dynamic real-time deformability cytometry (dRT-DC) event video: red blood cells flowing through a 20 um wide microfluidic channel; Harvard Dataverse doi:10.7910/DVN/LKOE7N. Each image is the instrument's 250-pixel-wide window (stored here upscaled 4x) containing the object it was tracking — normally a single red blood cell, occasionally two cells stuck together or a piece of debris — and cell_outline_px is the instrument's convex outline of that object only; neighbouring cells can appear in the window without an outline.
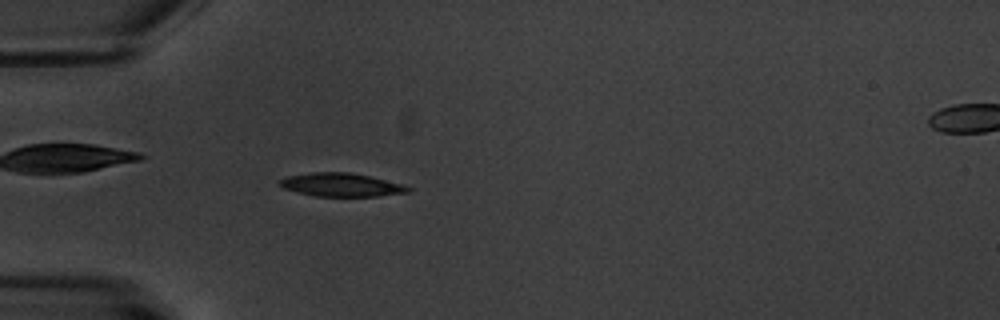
{"species": "common noctule bat (a hibernating species)", "species_latin": "Nyctalus noctula", "temperature_condition": "warm", "stored_images_in_passage": 4, "segment_of_instrument_passage": [1, 2], "camera_frame_rate_fps": 3000, "um_per_image_px": 0.085, "animal": {"sex": "male", "body_mass_g": 20.1, "forearm_length_mm": 53.5}, "frame": {"image": 1, "passage_image": 3, "time_ms": 2.333, "image_size_px": [1000, 320], "cell_outline_px": [[412, 192], [380, 196], [316, 196], [296, 192], [284, 188], [276, 184], [276, 180], [288, 176], [312, 172], [348, 172], [408, 184], [412, 188]], "centroid_in_image_um": [29.05, 15.71], "position_along_channel_um": 56.0, "area_um2": 17.86}}